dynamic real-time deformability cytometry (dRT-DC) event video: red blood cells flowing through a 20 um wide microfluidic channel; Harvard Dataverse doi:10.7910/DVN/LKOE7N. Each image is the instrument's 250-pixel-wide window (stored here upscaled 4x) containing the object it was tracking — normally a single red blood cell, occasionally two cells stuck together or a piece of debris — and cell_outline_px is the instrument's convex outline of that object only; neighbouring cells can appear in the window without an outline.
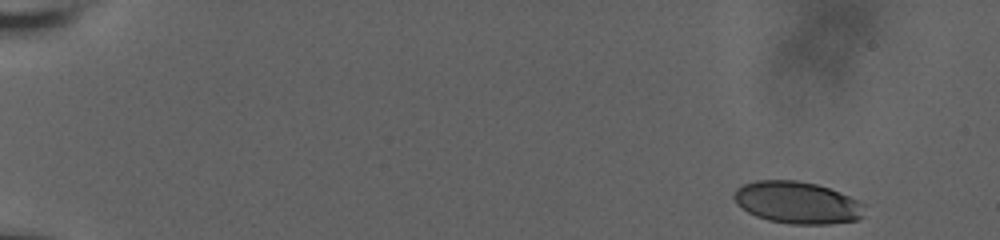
{"species": "human", "species_latin": "Homo sapiens", "temperature_condition": "room temperature", "stored_images_in_passage": 54, "camera_frame_rate_fps": 3000, "um_per_image_px": 0.085, "donor": {"sex": "male"}, "frame": {"image": 1, "passage_image": 1, "time_ms": 0.0, "image_size_px": [1000, 240], "cell_outline_px": [[864, 216], [856, 220], [828, 224], [792, 224], [768, 220], [756, 216], [748, 212], [736, 204], [732, 196], [736, 188], [744, 184], [756, 180], [796, 180], [816, 184], [840, 192], [864, 204]], "centroid_in_image_um": [67.74, 17.22], "position_along_channel_um": 17.3, "area_um2": 32.02}}
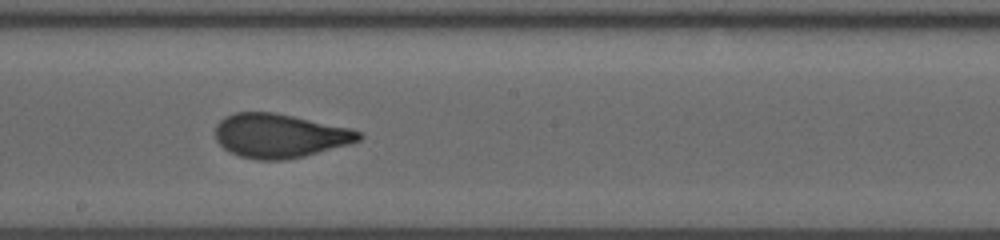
{"frame": {"image": 2, "passage_image": 31, "time_ms": 10.0, "image_size_px": [1000, 240], "cell_outline_px": [[364, 136], [360, 140], [352, 144], [304, 156], [284, 160], [256, 160], [240, 156], [224, 148], [216, 140], [216, 124], [224, 116], [236, 112], [276, 112], [352, 128], [360, 132]], "centroid_in_image_um": [23.81, 11.53], "position_along_channel_um": 224.4, "area_um2": 37.11}}
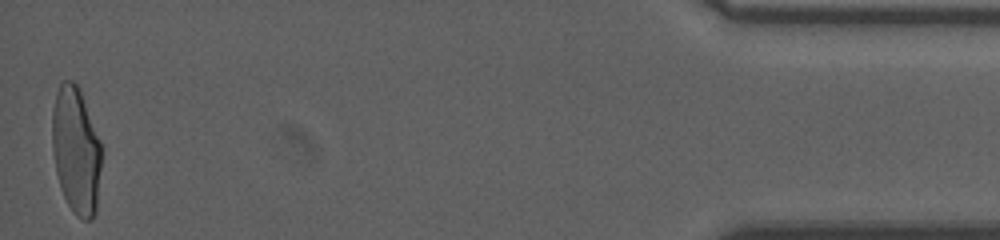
{"frame": {"image": 3, "passage_image": 54, "time_ms": 17.667, "image_size_px": [1000, 240], "cell_outline_px": [[100, 168], [96, 212], [92, 220], [84, 220], [76, 216], [68, 204], [60, 188], [56, 172], [52, 152], [52, 108], [56, 92], [60, 80], [72, 80], [80, 88], [100, 140]], "centroid_in_image_um": [6.44, 12.75], "position_along_channel_um": 428.8, "area_um2": 36.76}, "authors_computed_cell_mechanics": {"area_um2": 36.0672, "velocity_mm_per_s": 3.7089, "shape_relaxation_time_tau1_ms": 9.3509, "shape_relaxation_time_tau2_ms": 0.7778, "deformation_change_tau1": 0.2582, "deformation_change_tau2": 0.0575}}